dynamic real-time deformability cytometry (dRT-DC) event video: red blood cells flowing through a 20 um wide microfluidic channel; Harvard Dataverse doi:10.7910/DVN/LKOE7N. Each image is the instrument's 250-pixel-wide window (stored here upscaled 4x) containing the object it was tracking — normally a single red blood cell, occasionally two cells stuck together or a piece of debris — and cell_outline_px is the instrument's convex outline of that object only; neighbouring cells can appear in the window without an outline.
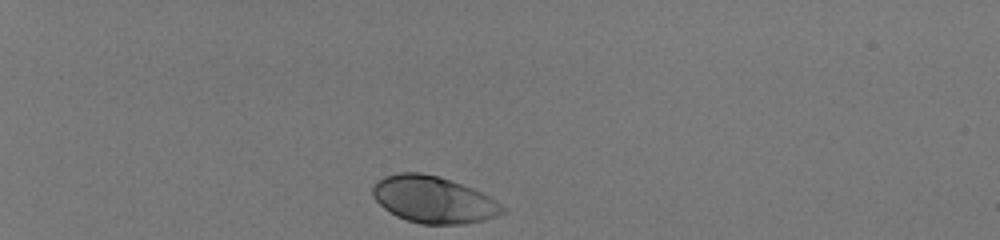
{"species": "human", "species_latin": "Homo sapiens", "temperature_condition": "room temperature", "stored_images_in_passage": 14, "camera_frame_rate_fps": 3000, "um_per_image_px": 0.085, "donor": {"sex": "male"}, "frame": {"image": 1, "passage_image": 1, "time_ms": 0.0, "image_size_px": [1000, 240], "cell_outline_px": [[508, 208], [504, 212], [496, 216], [484, 220], [464, 224], [420, 224], [396, 216], [384, 208], [372, 196], [372, 184], [376, 180], [384, 176], [400, 172], [420, 172], [440, 176], [472, 188], [496, 200]], "centroid_in_image_um": [36.83, 16.96], "position_along_channel_um": 48.2, "area_um2": 35.6}}
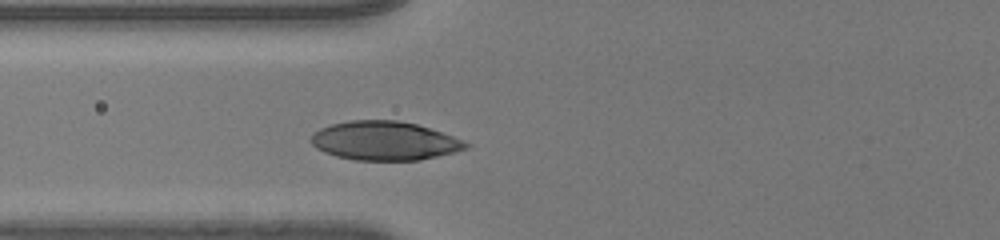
{"frame": {"image": 2, "passage_image": 10, "time_ms": 3.0, "image_size_px": [1000, 240], "cell_outline_px": [[472, 144], [468, 148], [456, 152], [420, 160], [356, 160], [336, 156], [324, 152], [316, 148], [308, 140], [320, 128], [332, 124], [352, 120], [396, 120], [416, 124], [452, 136]], "centroid_in_image_um": [32.69, 11.97], "position_along_channel_um": 93.1, "area_um2": 34.97}}
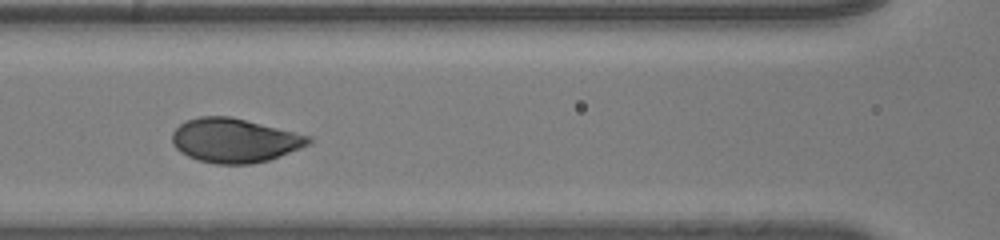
{"frame": {"image": 3, "passage_image": 14, "time_ms": 4.333, "image_size_px": [1000, 240], "cell_outline_px": [[312, 140], [308, 144], [300, 148], [268, 160], [252, 164], [216, 164], [196, 160], [180, 152], [172, 144], [172, 132], [180, 124], [188, 120], [200, 116], [232, 116], [312, 136]], "centroid_in_image_um": [19.92, 11.93], "position_along_channel_um": 146.7, "area_um2": 35.2}}